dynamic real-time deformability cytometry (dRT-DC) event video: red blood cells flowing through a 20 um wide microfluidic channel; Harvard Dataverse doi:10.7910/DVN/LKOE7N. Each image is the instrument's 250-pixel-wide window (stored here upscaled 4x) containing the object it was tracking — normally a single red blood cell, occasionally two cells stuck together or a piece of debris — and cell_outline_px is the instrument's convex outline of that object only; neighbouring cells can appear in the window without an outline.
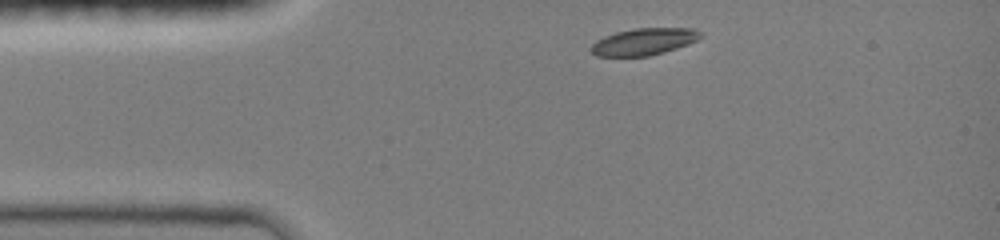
{"species": "common noctule bat (a hibernating species)", "species_latin": "Nyctalus noctula", "temperature_condition": "room temperature", "stored_images_in_passage": 33, "camera_frame_rate_fps": 3000, "um_per_image_px": 0.085, "animal": {"sex": "female", "body_mass_g": 19.0, "forearm_length_mm": 51.5}, "frame": {"image": 1, "passage_image": 1, "time_ms": 0.0, "image_size_px": [1000, 240], "cell_outline_px": [[704, 36], [688, 44], [664, 52], [648, 56], [596, 56], [588, 48], [596, 40], [604, 36], [616, 32], [636, 28], [696, 28]], "centroid_in_image_um": [54.72, 3.53], "position_along_channel_um": 30.3, "area_um2": 17.22}}
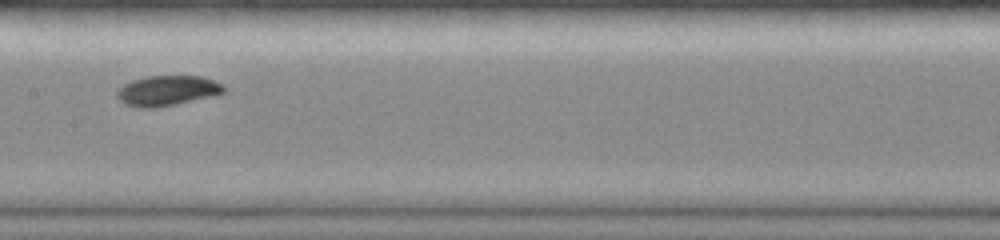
{"frame": {"image": 2, "passage_image": 13, "time_ms": 5.0, "image_size_px": [1000, 240], "cell_outline_px": [[224, 92], [176, 104], [156, 108], [136, 108], [124, 104], [116, 96], [116, 92], [124, 84], [132, 80], [148, 76], [200, 76], [224, 84]], "centroid_in_image_um": [14.16, 7.71], "position_along_channel_um": 193.2, "area_um2": 18.61}}
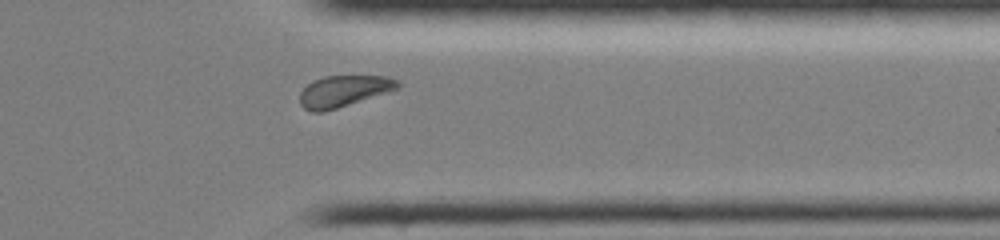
{"frame": {"image": 3, "passage_image": 28, "time_ms": 9.667, "image_size_px": [1000, 240], "cell_outline_px": [[400, 88], [324, 112], [312, 112], [304, 108], [300, 104], [300, 92], [312, 80], [324, 76], [388, 76], [400, 80]], "centroid_in_image_um": [29.22, 7.73], "position_along_channel_um": 382.2, "area_um2": 17.92}, "authors_computed_cell_mechanics": {"area_um2": 18.1492, "velocity_mm_per_s": 4.046, "shape_relaxation_time_tau1_ms": 2.1869, "shape_relaxation_time_tau2_ms": null, "deformation_change_tau1": 0.0796, "deformation_change_tau2": null}}